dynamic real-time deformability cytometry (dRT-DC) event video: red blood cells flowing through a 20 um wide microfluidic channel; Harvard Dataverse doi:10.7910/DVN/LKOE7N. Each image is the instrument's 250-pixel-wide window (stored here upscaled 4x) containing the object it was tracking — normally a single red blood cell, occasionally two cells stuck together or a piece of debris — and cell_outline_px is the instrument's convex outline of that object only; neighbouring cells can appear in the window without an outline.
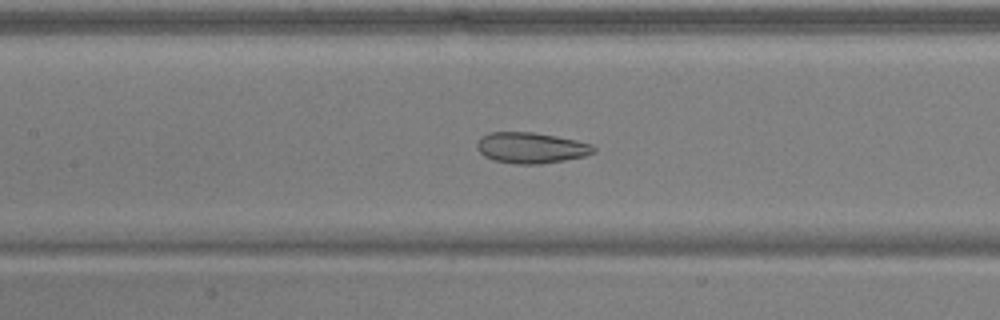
{"species": "common noctule bat (a hibernating species)", "species_latin": "Nyctalus noctula", "temperature_condition": "warm", "stored_images_in_passage": 52, "camera_frame_rate_fps": 3000, "um_per_image_px": 0.085, "animal": {"sex": "male", "body_mass_g": 17.9, "forearm_length_mm": 54.2}, "frame": {"image": 1, "passage_image": 25, "time_ms": 8.0, "image_size_px": [1000, 320], "cell_outline_px": [[596, 152], [584, 156], [564, 160], [540, 164], [516, 164], [492, 160], [484, 156], [476, 148], [476, 144], [480, 136], [488, 132], [532, 132], [576, 140], [592, 144], [596, 148]], "centroid_in_image_um": [45.11, 12.56], "position_along_channel_um": 162.3, "area_um2": 21.1}}
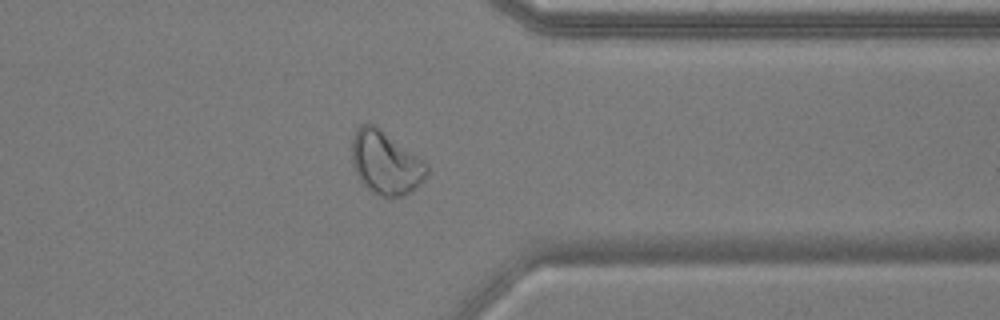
{"frame": {"image": 2, "passage_image": 42, "time_ms": 13.667, "image_size_px": [1000, 320], "cell_outline_px": [[428, 172], [424, 180], [416, 188], [400, 196], [380, 196], [372, 192], [360, 180], [356, 172], [352, 160], [352, 140], [356, 128], [360, 124], [372, 124], [424, 160], [428, 164]], "centroid_in_image_um": [32.78, 13.84], "position_along_channel_um": 378.6, "area_um2": 27.17}}
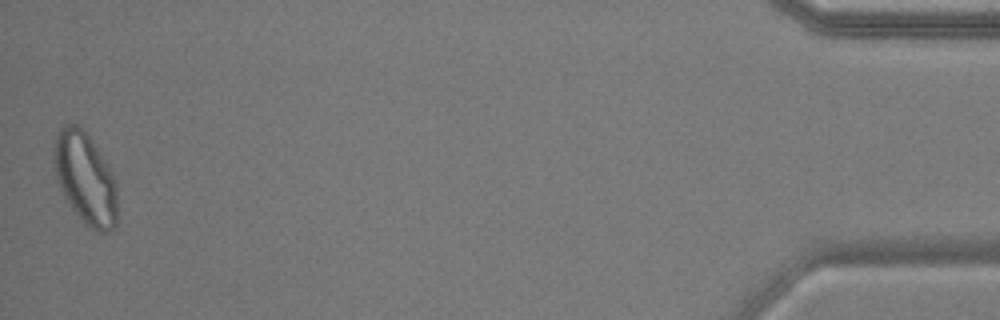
{"frame": {"image": 3, "passage_image": 52, "time_ms": 17.0, "image_size_px": [1000, 320], "cell_outline_px": [[116, 224], [108, 232], [100, 232], [84, 224], [72, 208], [64, 196], [56, 180], [52, 152], [56, 136], [60, 128], [64, 124], [76, 124], [88, 136], [104, 160], [116, 180]], "centroid_in_image_um": [7.22, 15.17], "position_along_channel_um": 428.0, "area_um2": 33.52}, "authors_computed_cell_mechanics": {"area_um2": 27.9463, "velocity_mm_per_s": 3.912, "shape_relaxation_time_tau1_ms": null, "shape_relaxation_time_tau2_ms": 1.4148, "deformation_change_tau1": null, "deformation_change_tau2": 0.0743}}